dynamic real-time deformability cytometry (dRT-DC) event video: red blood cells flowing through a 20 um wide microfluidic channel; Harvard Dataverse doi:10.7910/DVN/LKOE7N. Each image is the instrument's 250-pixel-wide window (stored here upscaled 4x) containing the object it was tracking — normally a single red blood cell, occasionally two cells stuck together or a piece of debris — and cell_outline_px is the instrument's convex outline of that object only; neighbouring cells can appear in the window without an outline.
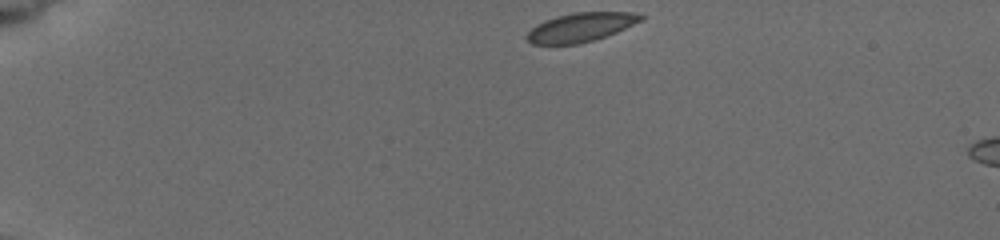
{"species": "common noctule bat (a hibernating species)", "species_latin": "Nyctalus noctula", "temperature_condition": "cold", "stored_images_in_passage": 6, "camera_frame_rate_fps": 3000, "um_per_image_px": 0.085, "animal": {"sex": "female", "body_mass_g": 19.5, "forearm_length_mm": 54.1}, "frame": {"image": 1, "passage_image": 1, "time_ms": 0.0, "image_size_px": [1000, 240], "cell_outline_px": [[644, 16], [640, 20], [616, 32], [592, 40], [576, 44], [532, 44], [524, 36], [536, 24], [544, 20], [556, 16], [572, 12], [632, 12]], "centroid_in_image_um": [49.29, 2.31], "position_along_channel_um": 35.7, "area_um2": 18.96}}